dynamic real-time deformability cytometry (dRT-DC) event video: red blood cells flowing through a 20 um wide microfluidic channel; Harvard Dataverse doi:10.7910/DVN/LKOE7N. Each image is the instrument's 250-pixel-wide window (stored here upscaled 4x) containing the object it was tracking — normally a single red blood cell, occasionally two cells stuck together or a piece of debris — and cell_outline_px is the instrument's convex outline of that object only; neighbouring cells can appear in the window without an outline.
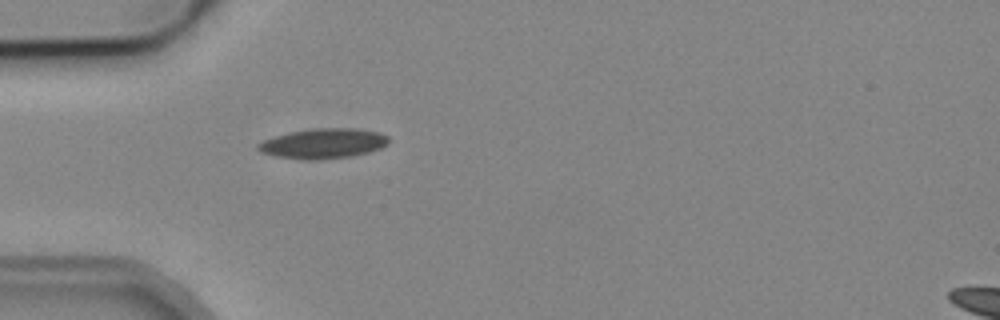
{"species": "common noctule bat (a hibernating species)", "species_latin": "Nyctalus noctula", "temperature_condition": "cold", "stored_images_in_passage": 1, "camera_frame_rate_fps": 3000, "um_per_image_px": 0.085, "animal": {"sex": "male", "body_mass_g": 19.2, "forearm_length_mm": 51.8}, "frame": {"image": 1, "passage_image": 1, "time_ms": 0.0, "image_size_px": [1000, 320], "cell_outline_px": [[388, 144], [380, 148], [368, 152], [348, 156], [316, 160], [308, 160], [276, 156], [260, 152], [256, 148], [256, 144], [264, 140], [276, 136], [292, 132], [316, 128], [352, 128], [380, 132], [388, 136]], "centroid_in_image_um": [27.47, 12.19], "position_along_channel_um": 57.5, "area_um2": 22.6}}